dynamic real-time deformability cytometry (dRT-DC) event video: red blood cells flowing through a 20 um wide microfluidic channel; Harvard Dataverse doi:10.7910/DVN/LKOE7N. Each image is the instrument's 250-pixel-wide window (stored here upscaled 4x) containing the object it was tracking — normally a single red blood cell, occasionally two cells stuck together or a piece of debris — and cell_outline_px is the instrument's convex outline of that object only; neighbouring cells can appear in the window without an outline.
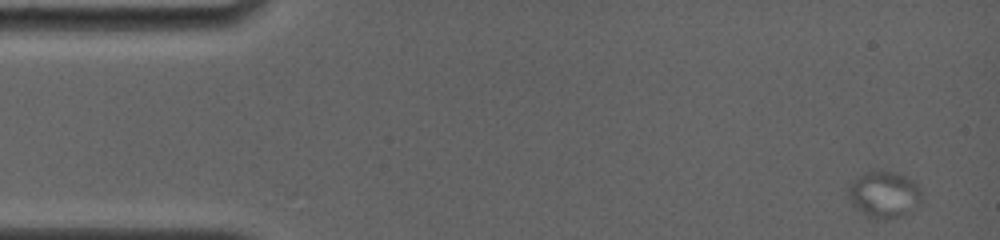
{"species": "common noctule bat (a hibernating species)", "species_latin": "Nyctalus noctula", "temperature_condition": "room temperature", "stored_images_in_passage": 26, "segment_of_instrument_passage": [1, 2], "camera_frame_rate_fps": 4000, "um_per_image_px": 0.085, "animal": {"sex": "female", "body_mass_g": 19.0, "forearm_length_mm": 56.7}, "frame": {"image": 1, "passage_image": 1, "time_ms": 0.0, "image_size_px": [1000, 240], "cell_outline_px": [[920, 200], [904, 216], [876, 220], [868, 216], [852, 204], [848, 192], [848, 184], [852, 180], [860, 176], [872, 172], [892, 172], [904, 176], [912, 180], [920, 188]], "centroid_in_image_um": [75.13, 16.55], "position_along_channel_um": 9.9, "area_um2": 19.25}}
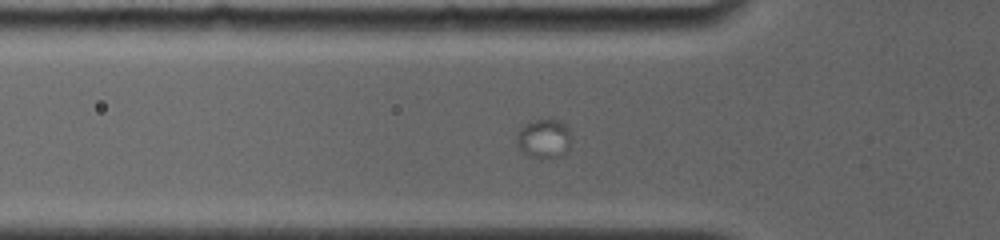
{"frame": {"image": 2, "passage_image": 8, "time_ms": 5.5, "image_size_px": [1000, 240], "cell_outline_px": [[572, 140], [568, 152], [564, 156], [552, 160], [548, 160], [528, 156], [520, 148], [516, 140], [516, 136], [520, 128], [524, 124], [536, 120], [560, 120], [568, 124], [572, 136]], "centroid_in_image_um": [46.32, 11.82], "position_along_channel_um": 79.5, "area_um2": 13.12}}
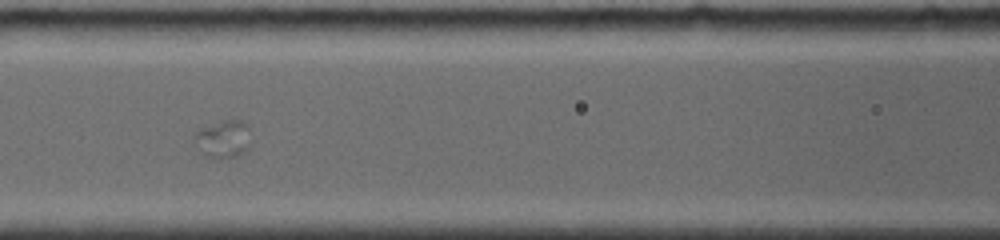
{"frame": {"image": 3, "passage_image": 12, "time_ms": 7.5, "image_size_px": [1000, 240], "cell_outline_px": [[248, 128], [244, 148], [236, 156], [208, 156], [200, 152], [196, 136], [196, 132], [204, 128], [224, 120], [240, 120]], "centroid_in_image_um": [18.93, 11.78], "position_along_channel_um": 147.7, "area_um2": 10.92}}